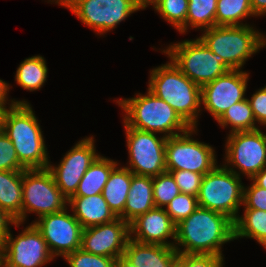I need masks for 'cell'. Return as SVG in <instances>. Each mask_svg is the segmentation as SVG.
<instances>
[{
	"label": "cell",
	"mask_w": 266,
	"mask_h": 267,
	"mask_svg": "<svg viewBox=\"0 0 266 267\" xmlns=\"http://www.w3.org/2000/svg\"><path fill=\"white\" fill-rule=\"evenodd\" d=\"M216 122L224 129L230 128L229 134L239 131H253L260 128L256 124L247 98L230 106Z\"/></svg>",
	"instance_id": "83f0119b"
},
{
	"label": "cell",
	"mask_w": 266,
	"mask_h": 267,
	"mask_svg": "<svg viewBox=\"0 0 266 267\" xmlns=\"http://www.w3.org/2000/svg\"><path fill=\"white\" fill-rule=\"evenodd\" d=\"M134 97L114 99L125 112L123 126L173 137L186 132L190 126L164 100L151 91Z\"/></svg>",
	"instance_id": "3957f363"
},
{
	"label": "cell",
	"mask_w": 266,
	"mask_h": 267,
	"mask_svg": "<svg viewBox=\"0 0 266 267\" xmlns=\"http://www.w3.org/2000/svg\"><path fill=\"white\" fill-rule=\"evenodd\" d=\"M217 0H189L186 17V33L188 29L200 31L215 26Z\"/></svg>",
	"instance_id": "f1b7e54d"
},
{
	"label": "cell",
	"mask_w": 266,
	"mask_h": 267,
	"mask_svg": "<svg viewBox=\"0 0 266 267\" xmlns=\"http://www.w3.org/2000/svg\"><path fill=\"white\" fill-rule=\"evenodd\" d=\"M79 1L80 0H55V4L70 10Z\"/></svg>",
	"instance_id": "ee69618b"
},
{
	"label": "cell",
	"mask_w": 266,
	"mask_h": 267,
	"mask_svg": "<svg viewBox=\"0 0 266 267\" xmlns=\"http://www.w3.org/2000/svg\"><path fill=\"white\" fill-rule=\"evenodd\" d=\"M161 51L200 87L232 70L220 55L213 53L198 37L171 43Z\"/></svg>",
	"instance_id": "8992f818"
},
{
	"label": "cell",
	"mask_w": 266,
	"mask_h": 267,
	"mask_svg": "<svg viewBox=\"0 0 266 267\" xmlns=\"http://www.w3.org/2000/svg\"><path fill=\"white\" fill-rule=\"evenodd\" d=\"M243 195L242 177L221 164L203 176L197 202L198 206L224 214L234 222L243 206Z\"/></svg>",
	"instance_id": "52a82bcc"
},
{
	"label": "cell",
	"mask_w": 266,
	"mask_h": 267,
	"mask_svg": "<svg viewBox=\"0 0 266 267\" xmlns=\"http://www.w3.org/2000/svg\"><path fill=\"white\" fill-rule=\"evenodd\" d=\"M68 209L66 207L60 212L43 215L31 222L41 232L54 258H64L81 248L84 228Z\"/></svg>",
	"instance_id": "9a60e30c"
},
{
	"label": "cell",
	"mask_w": 266,
	"mask_h": 267,
	"mask_svg": "<svg viewBox=\"0 0 266 267\" xmlns=\"http://www.w3.org/2000/svg\"><path fill=\"white\" fill-rule=\"evenodd\" d=\"M256 123L266 126V86L258 89L249 99Z\"/></svg>",
	"instance_id": "74e56055"
},
{
	"label": "cell",
	"mask_w": 266,
	"mask_h": 267,
	"mask_svg": "<svg viewBox=\"0 0 266 267\" xmlns=\"http://www.w3.org/2000/svg\"><path fill=\"white\" fill-rule=\"evenodd\" d=\"M167 172H170L174 177L180 193L191 194L196 197L198 196L201 181L203 178L202 174L185 170Z\"/></svg>",
	"instance_id": "d590c367"
},
{
	"label": "cell",
	"mask_w": 266,
	"mask_h": 267,
	"mask_svg": "<svg viewBox=\"0 0 266 267\" xmlns=\"http://www.w3.org/2000/svg\"><path fill=\"white\" fill-rule=\"evenodd\" d=\"M11 85L5 82L4 80L0 79V108L3 109H9L17 104H29V102L25 99L23 100H15L14 99H9L8 93L9 90L11 89ZM8 105V106H6ZM8 107V108H7Z\"/></svg>",
	"instance_id": "f35d334b"
},
{
	"label": "cell",
	"mask_w": 266,
	"mask_h": 267,
	"mask_svg": "<svg viewBox=\"0 0 266 267\" xmlns=\"http://www.w3.org/2000/svg\"><path fill=\"white\" fill-rule=\"evenodd\" d=\"M155 207L166 208L180 194L178 185L170 172L152 177Z\"/></svg>",
	"instance_id": "4dcf8cb0"
},
{
	"label": "cell",
	"mask_w": 266,
	"mask_h": 267,
	"mask_svg": "<svg viewBox=\"0 0 266 267\" xmlns=\"http://www.w3.org/2000/svg\"><path fill=\"white\" fill-rule=\"evenodd\" d=\"M55 258L41 232L30 223L17 236L10 233L3 240L5 267H42Z\"/></svg>",
	"instance_id": "5bb4252c"
},
{
	"label": "cell",
	"mask_w": 266,
	"mask_h": 267,
	"mask_svg": "<svg viewBox=\"0 0 266 267\" xmlns=\"http://www.w3.org/2000/svg\"><path fill=\"white\" fill-rule=\"evenodd\" d=\"M23 171H0V207L22 223Z\"/></svg>",
	"instance_id": "603a6c76"
},
{
	"label": "cell",
	"mask_w": 266,
	"mask_h": 267,
	"mask_svg": "<svg viewBox=\"0 0 266 267\" xmlns=\"http://www.w3.org/2000/svg\"><path fill=\"white\" fill-rule=\"evenodd\" d=\"M129 238V224L118 217L109 223L84 228L81 249L88 253L117 259L124 255Z\"/></svg>",
	"instance_id": "e0dca14e"
},
{
	"label": "cell",
	"mask_w": 266,
	"mask_h": 267,
	"mask_svg": "<svg viewBox=\"0 0 266 267\" xmlns=\"http://www.w3.org/2000/svg\"><path fill=\"white\" fill-rule=\"evenodd\" d=\"M225 258L213 254H179V267H224Z\"/></svg>",
	"instance_id": "e575fe53"
},
{
	"label": "cell",
	"mask_w": 266,
	"mask_h": 267,
	"mask_svg": "<svg viewBox=\"0 0 266 267\" xmlns=\"http://www.w3.org/2000/svg\"><path fill=\"white\" fill-rule=\"evenodd\" d=\"M234 221V240L239 238L254 239L263 249L266 246V211L244 209Z\"/></svg>",
	"instance_id": "484cf974"
},
{
	"label": "cell",
	"mask_w": 266,
	"mask_h": 267,
	"mask_svg": "<svg viewBox=\"0 0 266 267\" xmlns=\"http://www.w3.org/2000/svg\"><path fill=\"white\" fill-rule=\"evenodd\" d=\"M68 207L83 228L109 223L118 218L102 193L88 197H71L68 200Z\"/></svg>",
	"instance_id": "ffe728a7"
},
{
	"label": "cell",
	"mask_w": 266,
	"mask_h": 267,
	"mask_svg": "<svg viewBox=\"0 0 266 267\" xmlns=\"http://www.w3.org/2000/svg\"><path fill=\"white\" fill-rule=\"evenodd\" d=\"M226 137L225 162L222 165L239 177L243 175L252 179L265 167L266 133L259 128L233 132Z\"/></svg>",
	"instance_id": "ba28073f"
},
{
	"label": "cell",
	"mask_w": 266,
	"mask_h": 267,
	"mask_svg": "<svg viewBox=\"0 0 266 267\" xmlns=\"http://www.w3.org/2000/svg\"><path fill=\"white\" fill-rule=\"evenodd\" d=\"M198 207L197 197L180 193L165 208L175 225L189 217Z\"/></svg>",
	"instance_id": "1f68e13d"
},
{
	"label": "cell",
	"mask_w": 266,
	"mask_h": 267,
	"mask_svg": "<svg viewBox=\"0 0 266 267\" xmlns=\"http://www.w3.org/2000/svg\"><path fill=\"white\" fill-rule=\"evenodd\" d=\"M138 1L146 9L153 0H138Z\"/></svg>",
	"instance_id": "bcb514c9"
},
{
	"label": "cell",
	"mask_w": 266,
	"mask_h": 267,
	"mask_svg": "<svg viewBox=\"0 0 266 267\" xmlns=\"http://www.w3.org/2000/svg\"><path fill=\"white\" fill-rule=\"evenodd\" d=\"M3 265V240L0 239V266Z\"/></svg>",
	"instance_id": "f6af8a7d"
},
{
	"label": "cell",
	"mask_w": 266,
	"mask_h": 267,
	"mask_svg": "<svg viewBox=\"0 0 266 267\" xmlns=\"http://www.w3.org/2000/svg\"><path fill=\"white\" fill-rule=\"evenodd\" d=\"M169 62L150 69L148 90L167 102L190 126H198L201 111V87Z\"/></svg>",
	"instance_id": "277c9868"
},
{
	"label": "cell",
	"mask_w": 266,
	"mask_h": 267,
	"mask_svg": "<svg viewBox=\"0 0 266 267\" xmlns=\"http://www.w3.org/2000/svg\"><path fill=\"white\" fill-rule=\"evenodd\" d=\"M26 168L19 162L14 145L8 136L0 131V171H24Z\"/></svg>",
	"instance_id": "836d02e7"
},
{
	"label": "cell",
	"mask_w": 266,
	"mask_h": 267,
	"mask_svg": "<svg viewBox=\"0 0 266 267\" xmlns=\"http://www.w3.org/2000/svg\"><path fill=\"white\" fill-rule=\"evenodd\" d=\"M197 130V127H190L184 133L167 137L166 171L185 170L204 176L217 166L214 147L193 138Z\"/></svg>",
	"instance_id": "9c48e42d"
},
{
	"label": "cell",
	"mask_w": 266,
	"mask_h": 267,
	"mask_svg": "<svg viewBox=\"0 0 266 267\" xmlns=\"http://www.w3.org/2000/svg\"><path fill=\"white\" fill-rule=\"evenodd\" d=\"M189 0H153L151 5L162 18L181 33H186Z\"/></svg>",
	"instance_id": "f546056e"
},
{
	"label": "cell",
	"mask_w": 266,
	"mask_h": 267,
	"mask_svg": "<svg viewBox=\"0 0 266 267\" xmlns=\"http://www.w3.org/2000/svg\"><path fill=\"white\" fill-rule=\"evenodd\" d=\"M250 185H244L243 207L244 209H256L266 211V189L257 186L251 179Z\"/></svg>",
	"instance_id": "8d00e7d4"
},
{
	"label": "cell",
	"mask_w": 266,
	"mask_h": 267,
	"mask_svg": "<svg viewBox=\"0 0 266 267\" xmlns=\"http://www.w3.org/2000/svg\"><path fill=\"white\" fill-rule=\"evenodd\" d=\"M22 223L28 214L37 219L46 214L57 213L68 207V199L55 184L51 172L45 169H25L22 180Z\"/></svg>",
	"instance_id": "30bf717a"
},
{
	"label": "cell",
	"mask_w": 266,
	"mask_h": 267,
	"mask_svg": "<svg viewBox=\"0 0 266 267\" xmlns=\"http://www.w3.org/2000/svg\"><path fill=\"white\" fill-rule=\"evenodd\" d=\"M115 267H137L131 261H129L124 255H121L116 259Z\"/></svg>",
	"instance_id": "7bdbcfd3"
},
{
	"label": "cell",
	"mask_w": 266,
	"mask_h": 267,
	"mask_svg": "<svg viewBox=\"0 0 266 267\" xmlns=\"http://www.w3.org/2000/svg\"><path fill=\"white\" fill-rule=\"evenodd\" d=\"M124 256L137 267H174L179 253L174 247L140 243L129 238Z\"/></svg>",
	"instance_id": "d6986e66"
},
{
	"label": "cell",
	"mask_w": 266,
	"mask_h": 267,
	"mask_svg": "<svg viewBox=\"0 0 266 267\" xmlns=\"http://www.w3.org/2000/svg\"><path fill=\"white\" fill-rule=\"evenodd\" d=\"M69 267H115L116 259L83 251L81 248L67 254Z\"/></svg>",
	"instance_id": "d6a6232c"
},
{
	"label": "cell",
	"mask_w": 266,
	"mask_h": 267,
	"mask_svg": "<svg viewBox=\"0 0 266 267\" xmlns=\"http://www.w3.org/2000/svg\"><path fill=\"white\" fill-rule=\"evenodd\" d=\"M145 10L138 0H80L70 11L83 23L104 35L134 12Z\"/></svg>",
	"instance_id": "7c38bea8"
},
{
	"label": "cell",
	"mask_w": 266,
	"mask_h": 267,
	"mask_svg": "<svg viewBox=\"0 0 266 267\" xmlns=\"http://www.w3.org/2000/svg\"><path fill=\"white\" fill-rule=\"evenodd\" d=\"M155 208L151 176L132 173L128 198L124 207V221L130 224L138 216Z\"/></svg>",
	"instance_id": "44dd1931"
},
{
	"label": "cell",
	"mask_w": 266,
	"mask_h": 267,
	"mask_svg": "<svg viewBox=\"0 0 266 267\" xmlns=\"http://www.w3.org/2000/svg\"><path fill=\"white\" fill-rule=\"evenodd\" d=\"M234 241V222L224 214L198 206L176 225L174 248L179 254H213L224 258L222 246Z\"/></svg>",
	"instance_id": "6da1fadb"
},
{
	"label": "cell",
	"mask_w": 266,
	"mask_h": 267,
	"mask_svg": "<svg viewBox=\"0 0 266 267\" xmlns=\"http://www.w3.org/2000/svg\"><path fill=\"white\" fill-rule=\"evenodd\" d=\"M48 78L47 62L41 55L25 58L15 73V82L24 90H40Z\"/></svg>",
	"instance_id": "d4e9b609"
},
{
	"label": "cell",
	"mask_w": 266,
	"mask_h": 267,
	"mask_svg": "<svg viewBox=\"0 0 266 267\" xmlns=\"http://www.w3.org/2000/svg\"><path fill=\"white\" fill-rule=\"evenodd\" d=\"M250 73L243 70H229L201 87V105L217 121L233 104L247 97L246 91Z\"/></svg>",
	"instance_id": "2e32d148"
},
{
	"label": "cell",
	"mask_w": 266,
	"mask_h": 267,
	"mask_svg": "<svg viewBox=\"0 0 266 267\" xmlns=\"http://www.w3.org/2000/svg\"><path fill=\"white\" fill-rule=\"evenodd\" d=\"M94 136L85 137L71 147L61 158L58 165L48 164L55 184L62 194L69 200L78 188V185L87 169L100 156L96 152Z\"/></svg>",
	"instance_id": "4fadbf2b"
},
{
	"label": "cell",
	"mask_w": 266,
	"mask_h": 267,
	"mask_svg": "<svg viewBox=\"0 0 266 267\" xmlns=\"http://www.w3.org/2000/svg\"><path fill=\"white\" fill-rule=\"evenodd\" d=\"M49 2H50V3H51V2H52V3H55V0H48V3H49Z\"/></svg>",
	"instance_id": "c3c4849f"
},
{
	"label": "cell",
	"mask_w": 266,
	"mask_h": 267,
	"mask_svg": "<svg viewBox=\"0 0 266 267\" xmlns=\"http://www.w3.org/2000/svg\"><path fill=\"white\" fill-rule=\"evenodd\" d=\"M23 223L16 222V219L12 217L7 211L0 207V239L4 240L10 233V226L20 227Z\"/></svg>",
	"instance_id": "ab89813d"
},
{
	"label": "cell",
	"mask_w": 266,
	"mask_h": 267,
	"mask_svg": "<svg viewBox=\"0 0 266 267\" xmlns=\"http://www.w3.org/2000/svg\"><path fill=\"white\" fill-rule=\"evenodd\" d=\"M250 17H256L251 8V0H217L215 26L247 25L244 20Z\"/></svg>",
	"instance_id": "4316f807"
},
{
	"label": "cell",
	"mask_w": 266,
	"mask_h": 267,
	"mask_svg": "<svg viewBox=\"0 0 266 267\" xmlns=\"http://www.w3.org/2000/svg\"><path fill=\"white\" fill-rule=\"evenodd\" d=\"M117 164V161L100 155L87 169L72 197H88L102 193L112 169Z\"/></svg>",
	"instance_id": "cb8c5ba5"
},
{
	"label": "cell",
	"mask_w": 266,
	"mask_h": 267,
	"mask_svg": "<svg viewBox=\"0 0 266 267\" xmlns=\"http://www.w3.org/2000/svg\"><path fill=\"white\" fill-rule=\"evenodd\" d=\"M257 186L266 189V167L251 179Z\"/></svg>",
	"instance_id": "b9f144b4"
},
{
	"label": "cell",
	"mask_w": 266,
	"mask_h": 267,
	"mask_svg": "<svg viewBox=\"0 0 266 267\" xmlns=\"http://www.w3.org/2000/svg\"><path fill=\"white\" fill-rule=\"evenodd\" d=\"M118 163L111 171L102 195L113 213L124 220V207L132 180V172Z\"/></svg>",
	"instance_id": "7402d4cb"
},
{
	"label": "cell",
	"mask_w": 266,
	"mask_h": 267,
	"mask_svg": "<svg viewBox=\"0 0 266 267\" xmlns=\"http://www.w3.org/2000/svg\"><path fill=\"white\" fill-rule=\"evenodd\" d=\"M251 8L256 17L266 15V0H251Z\"/></svg>",
	"instance_id": "60d3db41"
},
{
	"label": "cell",
	"mask_w": 266,
	"mask_h": 267,
	"mask_svg": "<svg viewBox=\"0 0 266 267\" xmlns=\"http://www.w3.org/2000/svg\"><path fill=\"white\" fill-rule=\"evenodd\" d=\"M5 109L0 108V131L2 130V119Z\"/></svg>",
	"instance_id": "7dc6e473"
},
{
	"label": "cell",
	"mask_w": 266,
	"mask_h": 267,
	"mask_svg": "<svg viewBox=\"0 0 266 267\" xmlns=\"http://www.w3.org/2000/svg\"><path fill=\"white\" fill-rule=\"evenodd\" d=\"M130 238L148 244L175 246L176 225L165 208H153L129 224ZM173 239V241H169ZM169 239V240H168Z\"/></svg>",
	"instance_id": "ac0fdd59"
},
{
	"label": "cell",
	"mask_w": 266,
	"mask_h": 267,
	"mask_svg": "<svg viewBox=\"0 0 266 267\" xmlns=\"http://www.w3.org/2000/svg\"><path fill=\"white\" fill-rule=\"evenodd\" d=\"M203 32V33H202ZM198 38L232 70H243L246 61L266 48V35L253 25L213 26L201 31Z\"/></svg>",
	"instance_id": "5b68a950"
},
{
	"label": "cell",
	"mask_w": 266,
	"mask_h": 267,
	"mask_svg": "<svg viewBox=\"0 0 266 267\" xmlns=\"http://www.w3.org/2000/svg\"><path fill=\"white\" fill-rule=\"evenodd\" d=\"M128 150L127 167L133 174L157 176L166 172L167 137L158 133L124 127Z\"/></svg>",
	"instance_id": "8fae6325"
},
{
	"label": "cell",
	"mask_w": 266,
	"mask_h": 267,
	"mask_svg": "<svg viewBox=\"0 0 266 267\" xmlns=\"http://www.w3.org/2000/svg\"><path fill=\"white\" fill-rule=\"evenodd\" d=\"M2 130L14 145L19 162L26 169H45L50 163L43 131L31 104L6 109Z\"/></svg>",
	"instance_id": "7a4b0ae2"
}]
</instances>
